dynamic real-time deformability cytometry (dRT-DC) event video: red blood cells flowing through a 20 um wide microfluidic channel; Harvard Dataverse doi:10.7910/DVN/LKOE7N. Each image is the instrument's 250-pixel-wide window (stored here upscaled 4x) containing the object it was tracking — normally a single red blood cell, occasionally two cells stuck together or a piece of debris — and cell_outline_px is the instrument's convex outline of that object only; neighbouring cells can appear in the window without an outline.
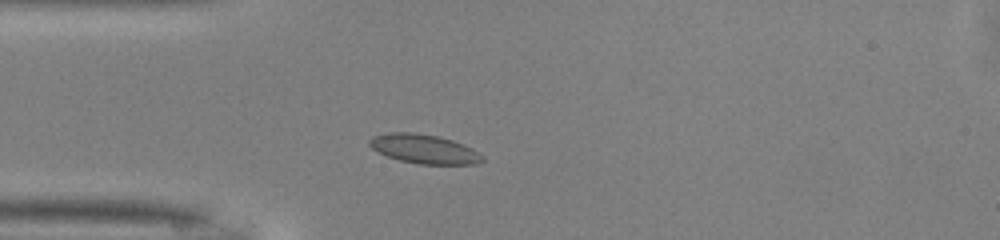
{"species": "common noctule bat (a hibernating species)", "species_latin": "Nyctalus noctula", "temperature_condition": "warm", "stored_images_in_passage": 35, "camera_frame_rate_fps": 3000, "um_per_image_px": 0.085, "animal": {"sex": "male", "body_mass_g": 13.0, "forearm_length_mm": 53.1}, "frame": {"image": 1, "passage_image": 7, "time_ms": 2.0, "image_size_px": [1000, 240], "cell_outline_px": [[484, 160], [476, 164], [416, 164], [400, 160], [388, 156], [372, 148], [368, 144], [368, 140], [372, 136], [392, 132], [412, 132], [436, 136], [452, 140], [464, 144], [472, 148], [484, 156]], "centroid_in_image_um": [36.06, 12.66], "position_along_channel_um": 48.9, "area_um2": 19.13}}
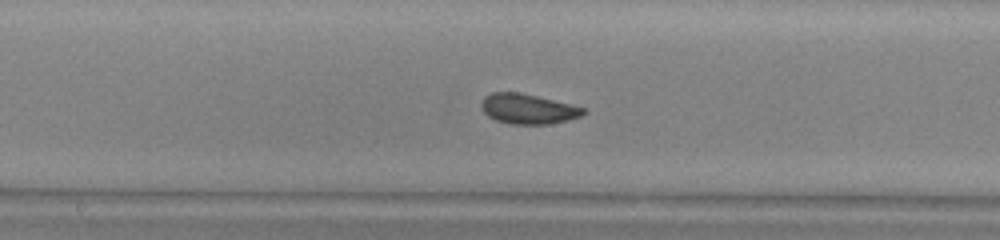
{"frame": {"image": 2, "passage_image": 19, "time_ms": 6.0, "image_size_px": [1000, 240], "cell_outline_px": [[588, 112], [580, 116], [568, 120], [548, 124], [512, 124], [496, 120], [488, 116], [484, 112], [480, 104], [484, 96], [492, 92], [520, 92], [572, 104], [584, 108]], "centroid_in_image_um": [44.88, 9.25], "position_along_channel_um": 203.3, "area_um2": 17.92}}
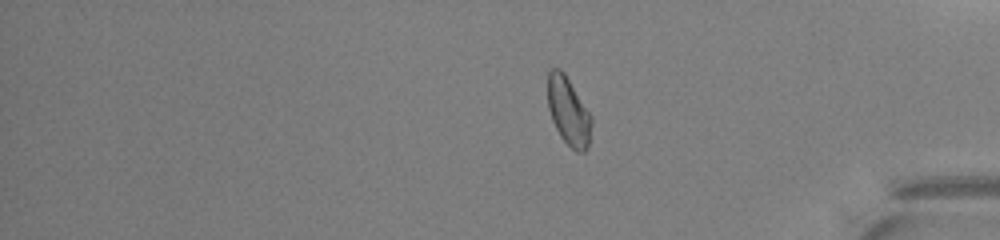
{"frame": {"image": 3, "passage_image": 35, "time_ms": 11.333, "image_size_px": [1000, 240], "cell_outline_px": [[592, 124], [588, 148], [584, 152], [576, 152], [560, 136], [552, 120], [548, 108], [548, 72], [552, 68], [560, 68], [564, 72], [592, 116]], "centroid_in_image_um": [48.33, 9.47], "position_along_channel_um": 386.9, "area_um2": 17.4}, "authors_computed_cell_mechanics": {"area_um2": 17.7446, "velocity_mm_per_s": 4.082, "shape_relaxation_time_tau1_ms": 1.9073, "shape_relaxation_time_tau2_ms": 0.5953, "deformation_change_tau1": 0.0814, "deformation_change_tau2": 0.0549}}